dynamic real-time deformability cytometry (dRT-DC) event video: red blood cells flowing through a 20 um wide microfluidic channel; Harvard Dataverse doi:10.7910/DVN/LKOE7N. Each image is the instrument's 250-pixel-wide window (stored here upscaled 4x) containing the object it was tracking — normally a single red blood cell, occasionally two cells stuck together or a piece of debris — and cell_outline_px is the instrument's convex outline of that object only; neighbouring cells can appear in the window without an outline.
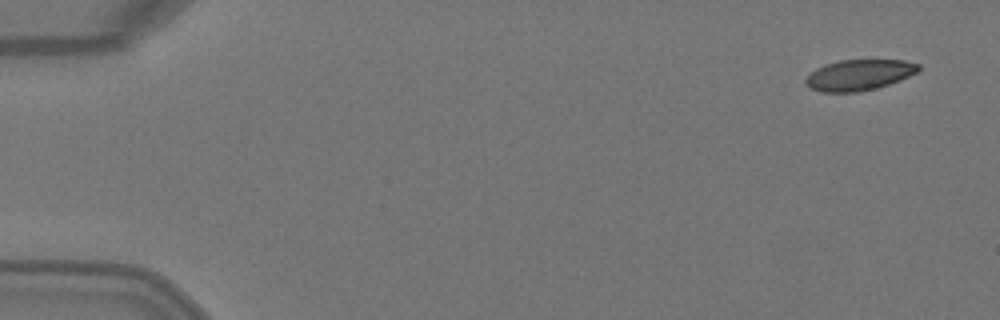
{"species": "Egyptian fruit bat (a non-hibernating species)", "species_latin": "Rousettus aegyptiacus", "temperature_condition": "warm", "stored_images_in_passage": 5, "camera_frame_rate_fps": 3000, "um_per_image_px": 0.085, "animal": {"sex": "female"}, "frame": {"image": 1, "passage_image": 1, "time_ms": 0.0, "image_size_px": [1000, 320], "cell_outline_px": [[920, 72], [900, 80], [876, 88], [856, 92], [820, 92], [812, 88], [804, 80], [816, 68], [824, 64], [840, 60], [904, 60], [920, 64]], "centroid_in_image_um": [73.06, 6.36], "position_along_channel_um": 11.9, "area_um2": 20.23}}
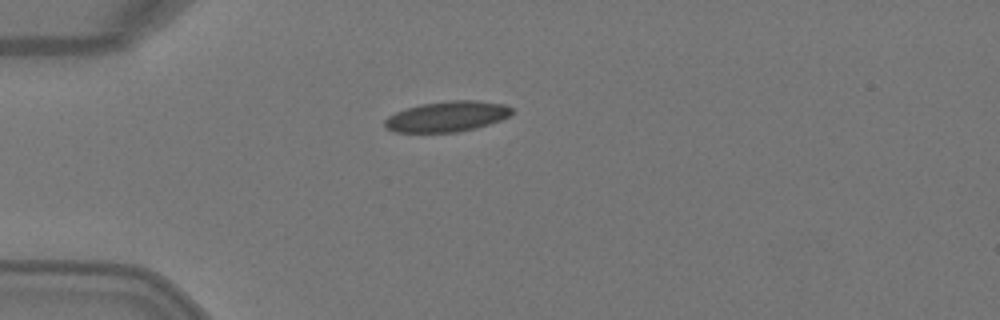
{"frame": {"image": 2, "passage_image": 4, "time_ms": 1.0, "image_size_px": [1000, 320], "cell_outline_px": [[512, 112], [508, 116], [500, 120], [476, 128], [456, 132], [396, 132], [388, 128], [384, 124], [384, 120], [388, 116], [396, 112], [420, 104], [452, 100], [476, 100], [504, 104], [512, 108]], "centroid_in_image_um": [38.0, 9.89], "position_along_channel_um": 47.0, "area_um2": 22.37}}